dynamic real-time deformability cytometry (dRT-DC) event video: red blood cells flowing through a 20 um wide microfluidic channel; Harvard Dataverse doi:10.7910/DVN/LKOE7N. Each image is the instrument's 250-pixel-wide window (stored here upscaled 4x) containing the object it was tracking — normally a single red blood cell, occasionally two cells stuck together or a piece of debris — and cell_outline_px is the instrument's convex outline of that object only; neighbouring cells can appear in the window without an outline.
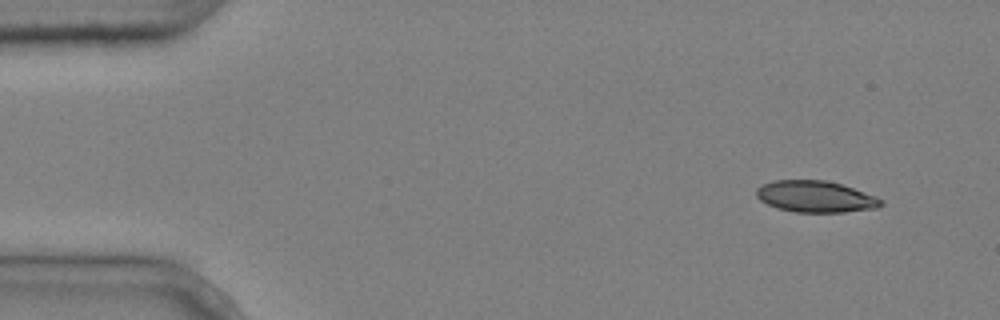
{"species": "common noctule bat (a hibernating species)", "species_latin": "Nyctalus noctula", "temperature_condition": "cold", "stored_images_in_passage": 3, "segment_of_instrument_passage": [2, 2], "camera_frame_rate_fps": 3000, "um_per_image_px": 0.085, "animal": {"sex": "male", "body_mass_g": 20.4}, "frame": {"image": 1, "passage_image": 3, "time_ms": 0.667, "image_size_px": [1000, 320], "cell_outline_px": [[884, 204], [876, 208], [844, 212], [796, 212], [776, 208], [760, 200], [756, 196], [756, 188], [772, 180], [828, 180], [876, 196], [884, 200]], "centroid_in_image_um": [69.32, 16.71], "position_along_channel_um": 15.7, "area_um2": 22.89}}